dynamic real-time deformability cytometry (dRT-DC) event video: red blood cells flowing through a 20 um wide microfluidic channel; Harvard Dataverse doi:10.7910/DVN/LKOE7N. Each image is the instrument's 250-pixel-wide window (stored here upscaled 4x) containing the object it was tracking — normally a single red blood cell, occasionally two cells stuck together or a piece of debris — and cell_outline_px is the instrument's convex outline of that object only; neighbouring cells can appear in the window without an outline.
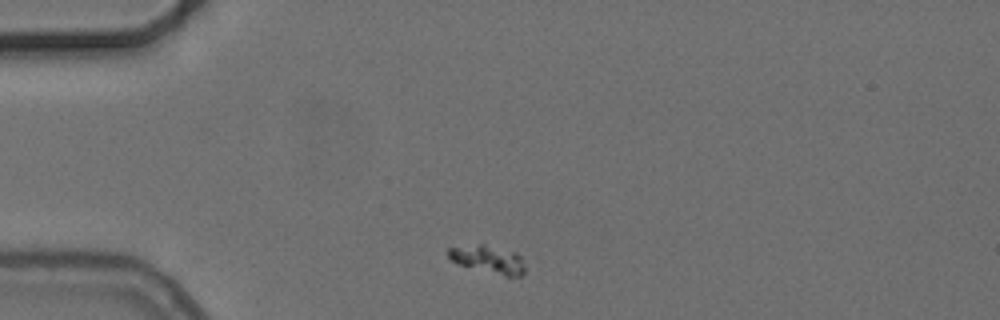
{"species": "common noctule bat (a hibernating species)", "species_latin": "Nyctalus noctula", "temperature_condition": "cold", "stored_images_in_passage": 6, "segment_of_instrument_passage": [2, 2], "camera_frame_rate_fps": 3000, "um_per_image_px": 0.085, "animal": {"sex": "female", "body_mass_g": 24.6, "forearm_length_mm": 56.2}, "frame": {"image": 1, "passage_image": 6, "time_ms": 6.0, "image_size_px": [1000, 320], "cell_outline_px": [[524, 272], [520, 276], [504, 276], [460, 264], [452, 260], [448, 256], [448, 248], [480, 244], [484, 244], [516, 252], [520, 256], [524, 268]], "centroid_in_image_um": [41.52, 22.04], "position_along_channel_um": 43.5, "area_um2": 12.08}}